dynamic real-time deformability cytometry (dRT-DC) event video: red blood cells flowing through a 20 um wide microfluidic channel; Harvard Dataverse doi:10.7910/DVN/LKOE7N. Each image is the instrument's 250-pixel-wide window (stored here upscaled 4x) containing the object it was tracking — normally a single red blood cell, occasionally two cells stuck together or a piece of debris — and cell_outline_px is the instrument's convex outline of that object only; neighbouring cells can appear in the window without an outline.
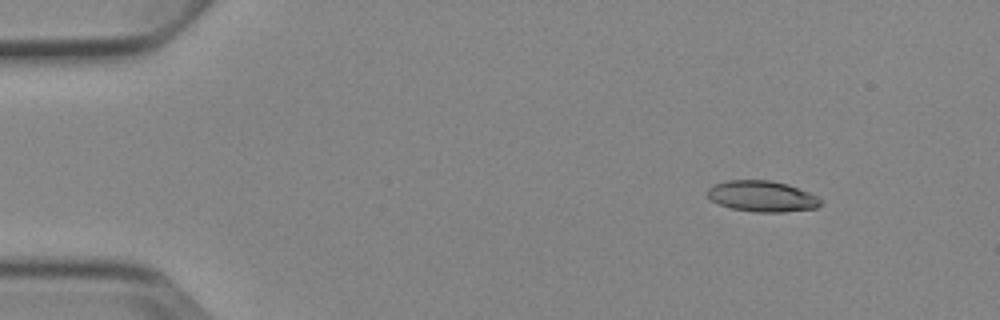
{"species": "Egyptian fruit bat (a non-hibernating species)", "species_latin": "Rousettus aegyptiacus", "temperature_condition": "cold", "stored_images_in_passage": 5, "camera_frame_rate_fps": 3000, "um_per_image_px": 0.085, "animal": {"sex": "female"}, "frame": {"image": 1, "passage_image": 2, "time_ms": 1.333, "image_size_px": [1000, 320], "cell_outline_px": [[824, 200], [816, 208], [784, 212], [756, 212], [732, 208], [720, 204], [712, 200], [708, 196], [708, 188], [712, 184], [728, 180], [772, 180], [788, 184], [820, 196]], "centroid_in_image_um": [64.83, 16.67], "position_along_channel_um": 20.2, "area_um2": 20.58}}